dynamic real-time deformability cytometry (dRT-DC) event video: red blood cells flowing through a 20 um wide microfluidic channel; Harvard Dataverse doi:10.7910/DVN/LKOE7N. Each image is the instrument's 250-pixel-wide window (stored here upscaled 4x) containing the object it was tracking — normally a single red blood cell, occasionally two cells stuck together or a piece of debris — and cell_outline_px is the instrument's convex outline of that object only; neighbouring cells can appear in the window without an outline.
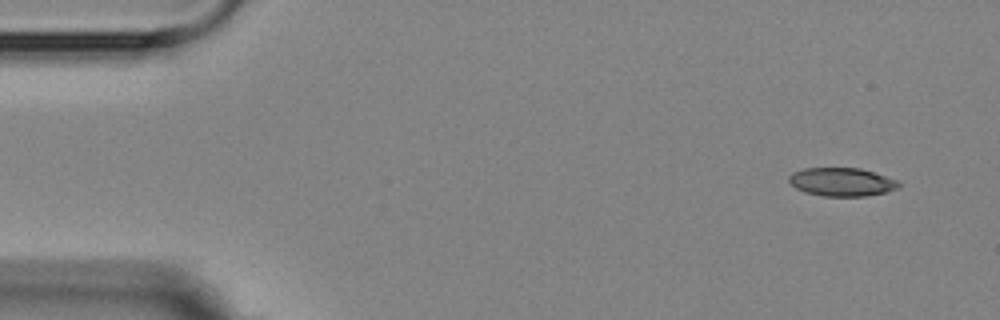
{"species": "Egyptian fruit bat (a non-hibernating species)", "species_latin": "Rousettus aegyptiacus", "temperature_condition": "room temperature", "stored_images_in_passage": 7, "camera_frame_rate_fps": 3000, "um_per_image_px": 0.085, "animal": {"sex": "female"}, "frame": {"image": 1, "passage_image": 1, "time_ms": 0.0, "image_size_px": [1000, 320], "cell_outline_px": [[900, 188], [888, 192], [864, 196], [824, 196], [804, 192], [796, 188], [788, 180], [788, 176], [792, 172], [804, 168], [860, 168], [896, 180], [900, 184]], "centroid_in_image_um": [71.53, 15.47], "position_along_channel_um": 13.5, "area_um2": 18.15}}
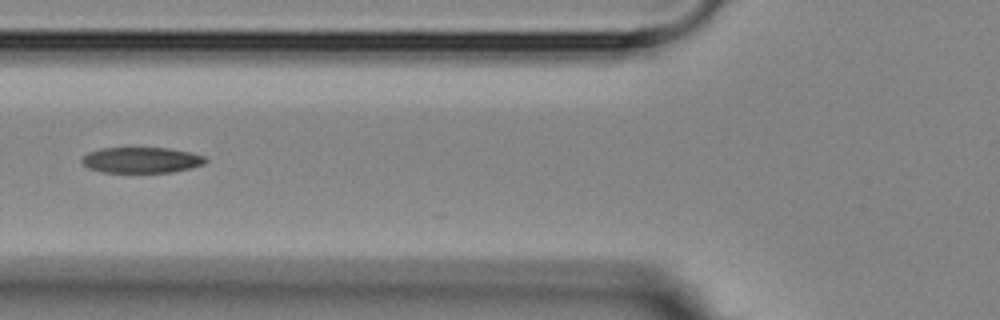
{"frame": {"image": 2, "passage_image": 6, "time_ms": 5.667, "image_size_px": [1000, 320], "cell_outline_px": [[208, 160], [204, 164], [192, 168], [172, 172], [100, 172], [88, 168], [80, 160], [88, 152], [100, 148], [168, 148], [192, 152], [204, 156]], "centroid_in_image_um": [12.04, 13.6], "position_along_channel_um": 113.8, "area_um2": 18.67}}
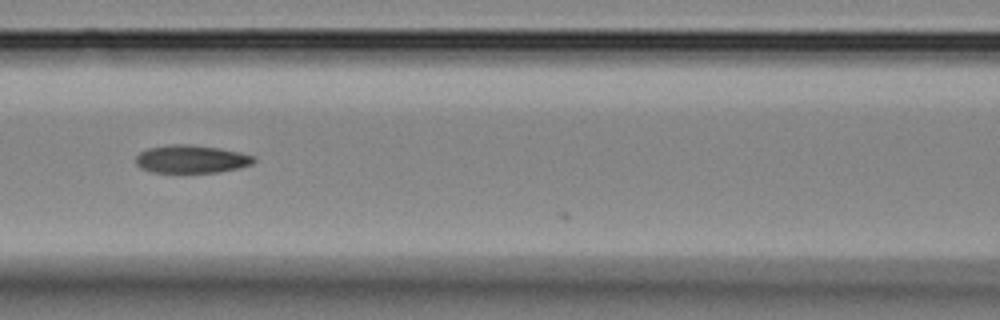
{"frame": {"image": 3, "passage_image": 7, "time_ms": 6.667, "image_size_px": [1000, 320], "cell_outline_px": [[256, 160], [252, 164], [240, 168], [216, 172], [152, 172], [140, 168], [136, 164], [136, 156], [140, 152], [148, 148], [168, 144], [188, 144], [220, 148], [240, 152], [252, 156]], "centroid_in_image_um": [16.25, 13.51], "position_along_channel_um": 150.4, "area_um2": 19.25}}